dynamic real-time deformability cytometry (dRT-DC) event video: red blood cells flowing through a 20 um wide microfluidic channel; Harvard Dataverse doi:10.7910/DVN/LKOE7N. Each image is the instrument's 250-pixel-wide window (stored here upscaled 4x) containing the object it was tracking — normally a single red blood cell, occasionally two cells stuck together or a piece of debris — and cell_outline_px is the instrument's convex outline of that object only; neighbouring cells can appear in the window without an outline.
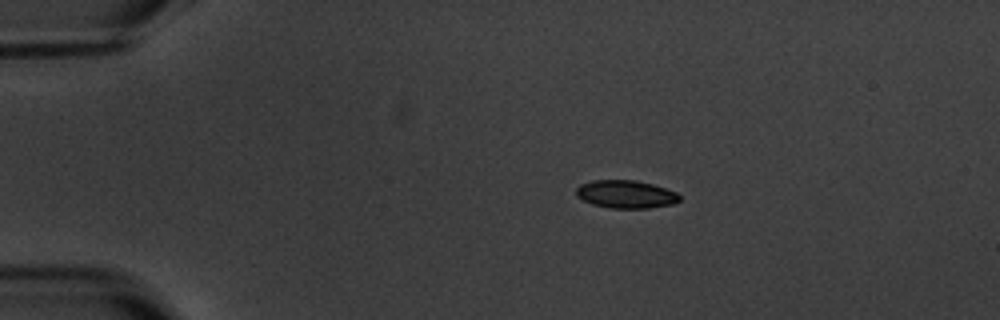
{"species": "common noctule bat (a hibernating species)", "species_latin": "Nyctalus noctula", "temperature_condition": "warm", "stored_images_in_passage": 2, "camera_frame_rate_fps": 3000, "um_per_image_px": 0.085, "animal": {"sex": "male", "body_mass_g": 20.1, "forearm_length_mm": 53.5}, "frame": {"image": 1, "passage_image": 1, "time_ms": 0.0, "image_size_px": [1000, 320], "cell_outline_px": [[680, 200], [676, 204], [648, 208], [612, 208], [592, 204], [576, 196], [576, 188], [580, 184], [592, 180], [636, 180], [652, 184], [676, 192], [680, 196]], "centroid_in_image_um": [53.2, 16.51], "position_along_channel_um": 31.8, "area_um2": 16.88}}